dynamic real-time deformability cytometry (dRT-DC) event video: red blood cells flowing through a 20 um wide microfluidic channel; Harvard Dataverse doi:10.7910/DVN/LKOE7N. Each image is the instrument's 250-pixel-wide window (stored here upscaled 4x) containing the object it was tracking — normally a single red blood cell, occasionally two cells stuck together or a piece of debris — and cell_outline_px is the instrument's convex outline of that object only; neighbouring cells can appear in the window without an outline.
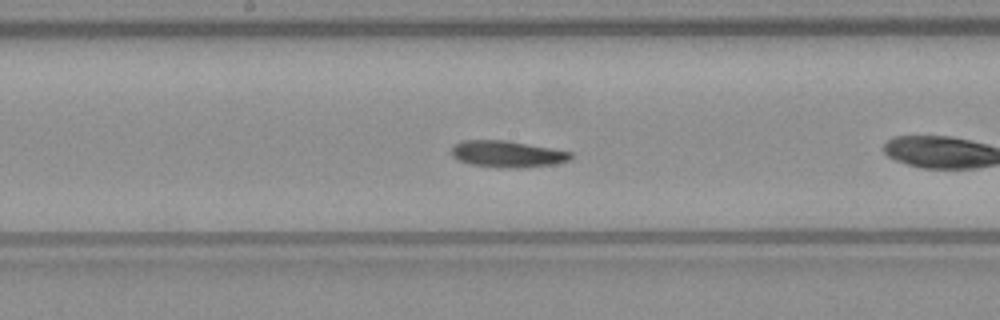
{"species": "common noctule bat (a hibernating species)", "species_latin": "Nyctalus noctula", "temperature_condition": "warm", "stored_images_in_passage": 38, "camera_frame_rate_fps": 3000, "um_per_image_px": 0.085, "animal": {"sex": "male", "body_mass_g": 23.1, "forearm_length_mm": 52.7}, "frame": {"image": 1, "passage_image": 12, "time_ms": 3.667, "image_size_px": [1000, 320], "cell_outline_px": [[572, 160], [552, 164], [524, 168], [500, 168], [472, 164], [456, 160], [452, 156], [452, 144], [460, 140], [504, 140], [552, 148], [572, 152]], "centroid_in_image_um": [43.09, 13.09], "position_along_channel_um": 205.1, "area_um2": 18.67}, "authors_computed_cell_mechanics": {"area_um2": 18.3515, "velocity_mm_per_s": 3.9007, "shape_relaxation_time_tau1_ms": 6.7821, "shape_relaxation_time_tau2_ms": 5.233, "deformation_change_tau1": 0.1736, "deformation_change_tau2": 0.1371}}